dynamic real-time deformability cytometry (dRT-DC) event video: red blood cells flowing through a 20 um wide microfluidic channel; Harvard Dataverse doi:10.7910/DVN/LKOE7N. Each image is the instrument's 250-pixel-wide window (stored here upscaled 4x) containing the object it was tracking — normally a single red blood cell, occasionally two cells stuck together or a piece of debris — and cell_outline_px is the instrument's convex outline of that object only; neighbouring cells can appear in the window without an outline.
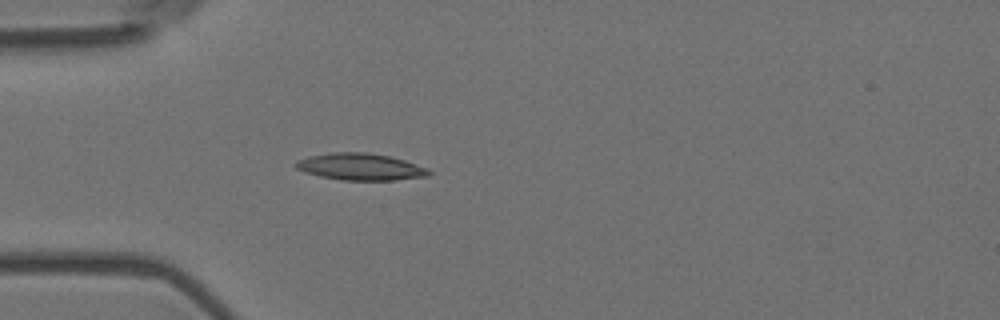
{"species": "Egyptian fruit bat (a non-hibernating species)", "species_latin": "Rousettus aegyptiacus", "temperature_condition": "room temperature", "stored_images_in_passage": 1, "camera_frame_rate_fps": 3000, "um_per_image_px": 0.085, "animal": {"sex": "female"}, "frame": {"image": 1, "passage_image": 1, "time_ms": 0.0, "image_size_px": [1000, 320], "cell_outline_px": [[432, 172], [428, 176], [396, 180], [340, 180], [320, 176], [304, 172], [296, 168], [292, 164], [296, 160], [308, 156], [332, 152], [368, 152], [388, 156], [404, 160], [428, 168]], "centroid_in_image_um": [30.6, 14.17], "position_along_channel_um": 54.4, "area_um2": 20.98}}